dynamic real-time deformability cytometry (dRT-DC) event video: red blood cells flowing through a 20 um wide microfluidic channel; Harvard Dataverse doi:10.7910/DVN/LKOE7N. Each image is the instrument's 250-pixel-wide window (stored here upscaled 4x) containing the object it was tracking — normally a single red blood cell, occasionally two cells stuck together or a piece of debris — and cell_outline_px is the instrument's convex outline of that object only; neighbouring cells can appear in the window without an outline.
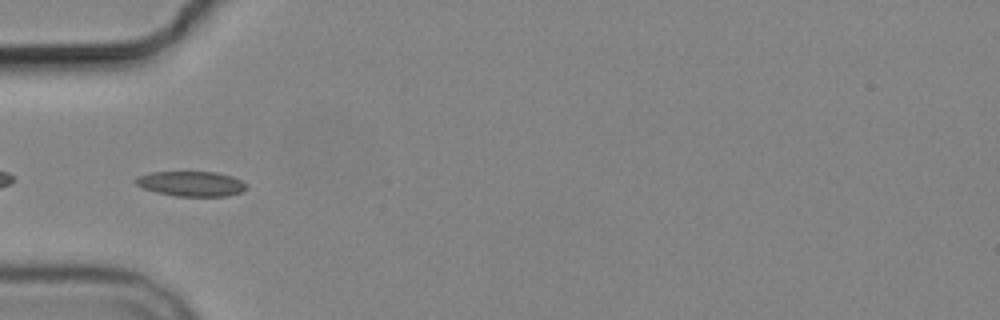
{"species": "common noctule bat (a hibernating species)", "species_latin": "Nyctalus noctula", "temperature_condition": "cold", "stored_images_in_passage": 7, "segment_of_instrument_passage": [2, 2], "camera_frame_rate_fps": 3000, "um_per_image_px": 0.085, "animal": {"sex": "male", "body_mass_g": 19.2, "forearm_length_mm": 51.8}, "frame": {"image": 1, "passage_image": 6, "time_ms": 5.667, "image_size_px": [1000, 320], "cell_outline_px": [[248, 188], [240, 192], [228, 196], [176, 196], [156, 192], [144, 188], [136, 184], [132, 180], [136, 176], [152, 172], [216, 172], [232, 176], [248, 184]], "centroid_in_image_um": [16.25, 15.61], "position_along_channel_um": 68.8, "area_um2": 16.24}}
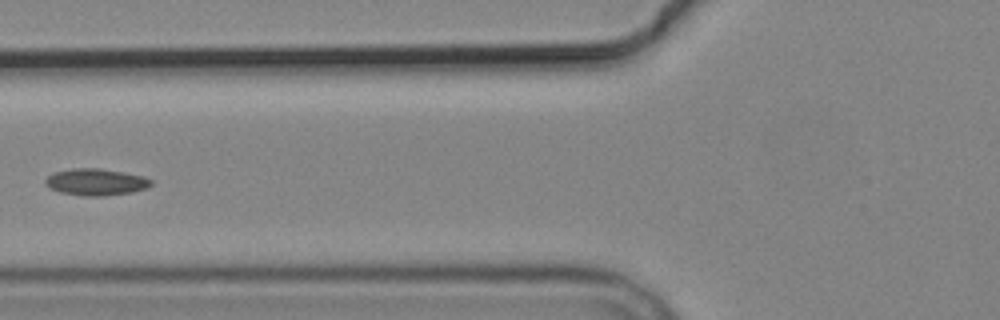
{"frame": {"image": 2, "passage_image": 7, "time_ms": 7.0, "image_size_px": [1000, 320], "cell_outline_px": [[152, 184], [144, 188], [132, 192], [104, 196], [84, 196], [60, 192], [48, 188], [44, 184], [44, 180], [52, 172], [72, 168], [100, 168], [144, 176], [152, 180]], "centroid_in_image_um": [8.1, 15.47], "position_along_channel_um": 117.7, "area_um2": 16.59}}